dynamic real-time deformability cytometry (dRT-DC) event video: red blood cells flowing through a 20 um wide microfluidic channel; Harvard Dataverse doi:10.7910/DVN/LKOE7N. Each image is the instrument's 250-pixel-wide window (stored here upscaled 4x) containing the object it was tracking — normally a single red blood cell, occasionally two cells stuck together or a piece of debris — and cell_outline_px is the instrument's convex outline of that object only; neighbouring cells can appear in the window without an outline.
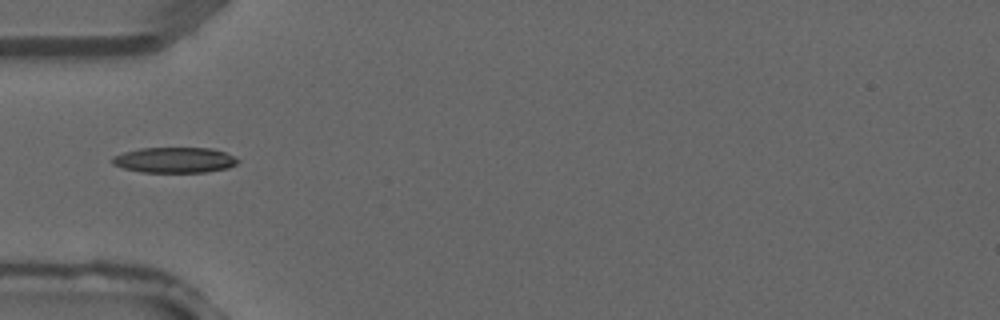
{"species": "common noctule bat (a hibernating species)", "species_latin": "Nyctalus noctula", "temperature_condition": "warm", "stored_images_in_passage": 3, "camera_frame_rate_fps": 3000, "um_per_image_px": 0.085, "animal": {"sex": "male", "forearm_length_mm": 52.5}, "frame": {"image": 1, "passage_image": 3, "time_ms": 0.667, "image_size_px": [1000, 320], "cell_outline_px": [[240, 160], [236, 164], [228, 168], [204, 172], [140, 172], [124, 168], [112, 164], [112, 156], [124, 152], [140, 148], [212, 148], [224, 152]], "centroid_in_image_um": [14.82, 13.6], "position_along_channel_um": 70.2, "area_um2": 18.61}}